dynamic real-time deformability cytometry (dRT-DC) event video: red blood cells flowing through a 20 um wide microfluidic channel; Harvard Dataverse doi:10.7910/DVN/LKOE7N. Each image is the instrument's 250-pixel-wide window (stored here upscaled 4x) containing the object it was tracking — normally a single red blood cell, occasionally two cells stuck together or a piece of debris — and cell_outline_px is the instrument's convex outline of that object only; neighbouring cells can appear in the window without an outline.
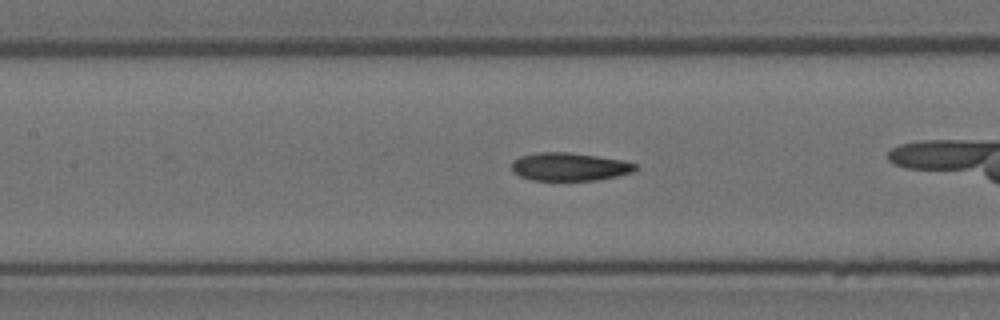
{"species": "Egyptian fruit bat (a non-hibernating species)", "species_latin": "Rousettus aegyptiacus", "temperature_condition": "room temperature", "stored_images_in_passage": 32, "camera_frame_rate_fps": 3000, "um_per_image_px": 0.085, "animal": {"sex": "female"}, "frame": {"image": 1, "passage_image": 14, "time_ms": 4.333, "image_size_px": [1000, 320], "cell_outline_px": [[640, 168], [632, 172], [616, 176], [596, 180], [532, 180], [520, 176], [512, 172], [512, 164], [520, 156], [536, 152], [568, 152], [624, 160], [636, 164]], "centroid_in_image_um": [48.42, 14.17], "position_along_channel_um": 159.0, "area_um2": 20.23}}
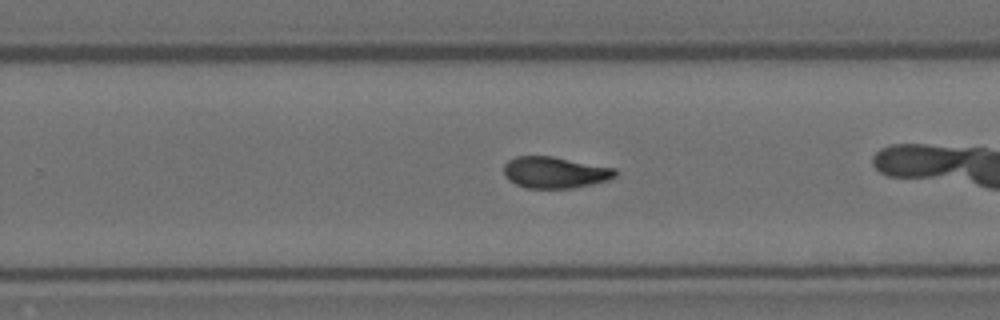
{"frame": {"image": 2, "passage_image": 23, "time_ms": 7.333, "image_size_px": [1000, 320], "cell_outline_px": [[616, 176], [608, 180], [592, 184], [572, 188], [524, 188], [508, 180], [504, 176], [504, 164], [508, 160], [516, 156], [552, 156], [616, 168]], "centroid_in_image_um": [47.15, 14.65], "position_along_channel_um": 282.7, "area_um2": 20.52}}